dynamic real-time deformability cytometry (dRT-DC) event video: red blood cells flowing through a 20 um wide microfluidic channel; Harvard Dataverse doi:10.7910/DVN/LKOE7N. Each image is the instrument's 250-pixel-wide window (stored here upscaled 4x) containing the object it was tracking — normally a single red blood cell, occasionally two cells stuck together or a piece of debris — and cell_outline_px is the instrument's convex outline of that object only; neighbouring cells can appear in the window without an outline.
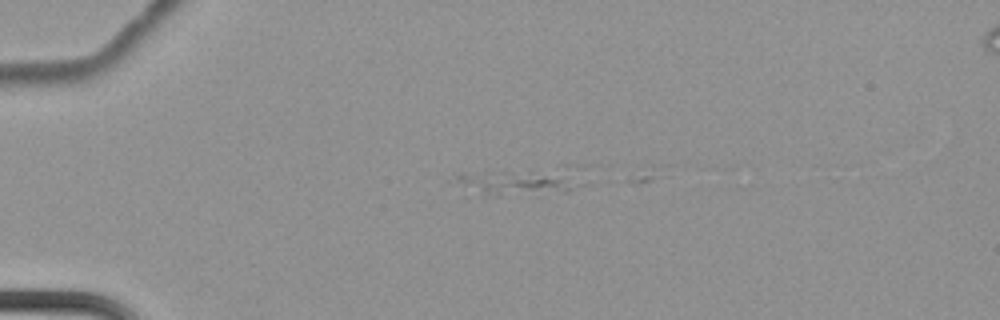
{"species": "common noctule bat (a hibernating species)", "species_latin": "Nyctalus noctula", "temperature_condition": "cold", "stored_images_in_passage": 7, "camera_frame_rate_fps": 3000, "um_per_image_px": 0.085, "animal": {"sex": "female", "body_mass_g": 22.7, "forearm_length_mm": 54.2}, "frame": {"image": 1, "passage_image": 4, "time_ms": 1.0, "image_size_px": [1000, 320], "cell_outline_px": [[588, 184], [568, 192], [496, 196], [464, 184], [456, 180], [456, 176], [488, 168], [528, 168], [588, 180]], "centroid_in_image_um": [44.18, 15.44], "position_along_channel_um": 40.8, "area_um2": 18.79}}